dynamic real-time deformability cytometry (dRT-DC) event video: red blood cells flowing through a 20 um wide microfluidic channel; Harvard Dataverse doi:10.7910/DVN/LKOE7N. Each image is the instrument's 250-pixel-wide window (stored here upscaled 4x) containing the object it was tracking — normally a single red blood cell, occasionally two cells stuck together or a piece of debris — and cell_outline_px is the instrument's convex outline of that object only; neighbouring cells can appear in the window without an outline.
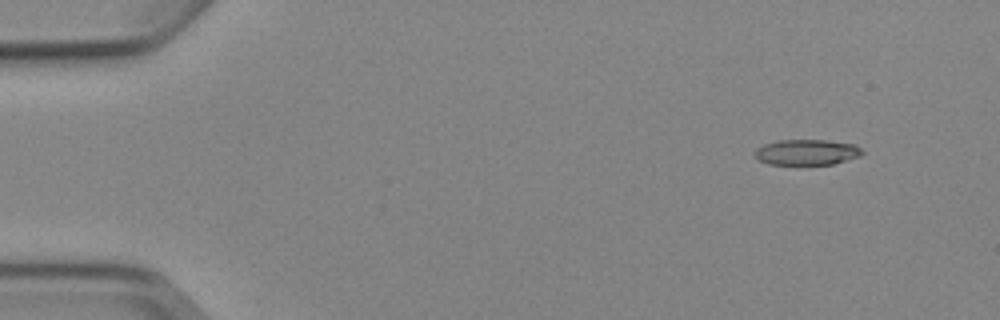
{"species": "Egyptian fruit bat (a non-hibernating species)", "species_latin": "Rousettus aegyptiacus", "temperature_condition": "cold", "stored_images_in_passage": 5, "camera_frame_rate_fps": 3000, "um_per_image_px": 0.085, "animal": {"sex": "female"}, "frame": {"image": 1, "passage_image": 2, "time_ms": 1.333, "image_size_px": [1000, 320], "cell_outline_px": [[864, 152], [860, 156], [832, 164], [768, 164], [756, 160], [756, 148], [764, 144], [780, 140], [828, 140], [856, 144]], "centroid_in_image_um": [68.58, 12.93], "position_along_channel_um": 16.4, "area_um2": 16.01}}
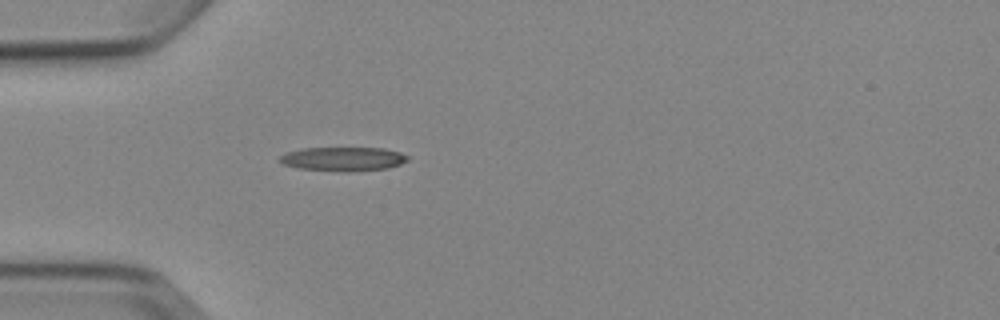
{"frame": {"image": 2, "passage_image": 5, "time_ms": 5.0, "image_size_px": [1000, 320], "cell_outline_px": [[408, 160], [400, 164], [388, 168], [348, 172], [300, 168], [284, 164], [280, 160], [280, 156], [288, 152], [304, 148], [384, 148], [400, 152], [408, 156]], "centroid_in_image_um": [29.22, 13.51], "position_along_channel_um": 55.8, "area_um2": 17.69}}